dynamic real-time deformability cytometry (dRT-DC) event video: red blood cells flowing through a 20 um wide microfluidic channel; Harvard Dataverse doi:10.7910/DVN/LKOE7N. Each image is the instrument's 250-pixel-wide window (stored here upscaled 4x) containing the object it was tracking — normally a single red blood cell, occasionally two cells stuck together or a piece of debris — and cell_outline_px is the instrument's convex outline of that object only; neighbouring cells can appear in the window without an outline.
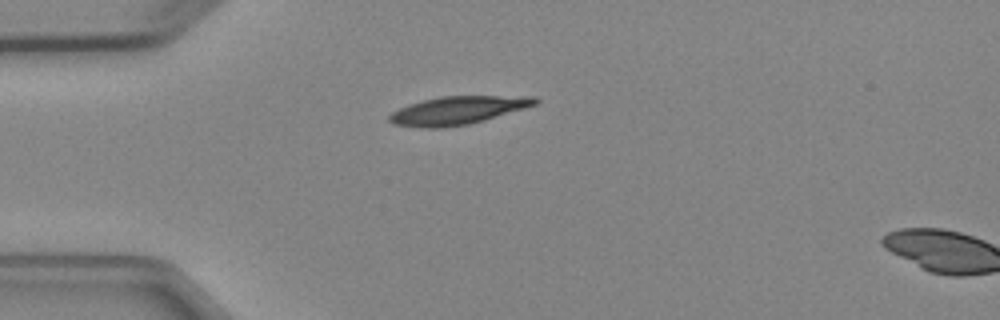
{"species": "Egyptian fruit bat (a non-hibernating species)", "species_latin": "Rousettus aegyptiacus", "temperature_condition": "cold", "stored_images_in_passage": 2, "camera_frame_rate_fps": 3000, "um_per_image_px": 0.085, "animal": {"sex": "female"}, "frame": {"image": 1, "passage_image": 1, "time_ms": 0.0, "image_size_px": [1000, 320], "cell_outline_px": [[540, 100], [536, 104], [524, 108], [484, 120], [468, 124], [444, 128], [420, 128], [396, 124], [388, 120], [388, 116], [392, 112], [408, 104], [440, 96], [536, 96]], "centroid_in_image_um": [38.9, 9.38], "position_along_channel_um": 46.1, "area_um2": 23.81}}